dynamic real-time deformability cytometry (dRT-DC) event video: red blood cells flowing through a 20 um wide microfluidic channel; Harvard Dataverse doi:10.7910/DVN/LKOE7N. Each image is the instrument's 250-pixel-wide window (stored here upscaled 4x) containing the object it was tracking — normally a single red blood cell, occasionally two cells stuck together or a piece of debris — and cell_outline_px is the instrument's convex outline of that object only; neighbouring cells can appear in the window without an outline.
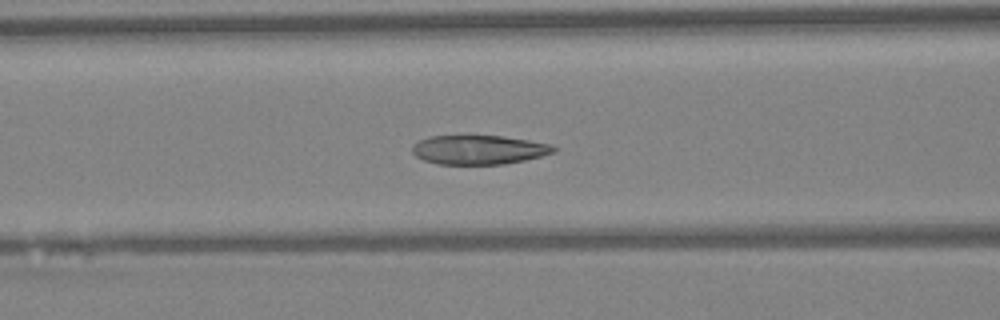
{"species": "Egyptian fruit bat (a non-hibernating species)", "species_latin": "Rousettus aegyptiacus", "temperature_condition": "warm", "stored_images_in_passage": 48, "camera_frame_rate_fps": 3000, "um_per_image_px": 0.085, "animal": {"sex": "female"}, "frame": {"image": 1, "passage_image": 19, "time_ms": 6.0, "image_size_px": [1000, 320], "cell_outline_px": [[556, 152], [524, 160], [504, 164], [436, 164], [424, 160], [416, 156], [412, 152], [412, 144], [428, 136], [500, 136], [528, 140], [552, 144], [556, 148]], "centroid_in_image_um": [40.68, 12.73], "position_along_channel_um": 125.9, "area_um2": 23.99}}
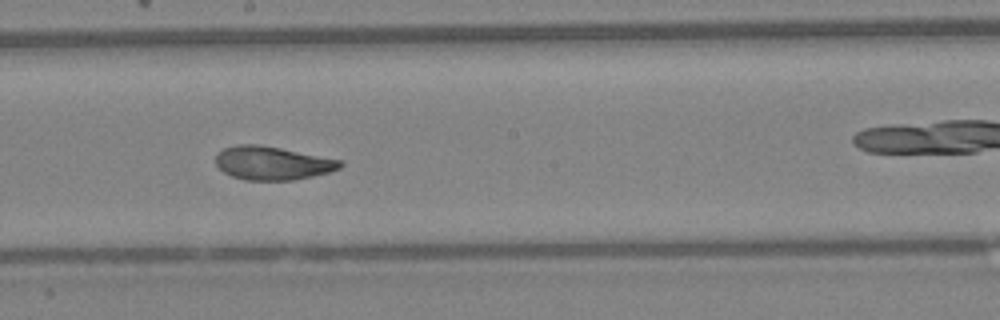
{"frame": {"image": 2, "passage_image": 26, "time_ms": 8.333, "image_size_px": [1000, 320], "cell_outline_px": [[344, 164], [340, 168], [328, 172], [312, 176], [292, 180], [244, 180], [232, 176], [224, 172], [216, 164], [216, 152], [224, 148], [240, 144], [260, 144], [344, 160]], "centroid_in_image_um": [23.16, 13.85], "position_along_channel_um": 225.0, "area_um2": 24.39}}
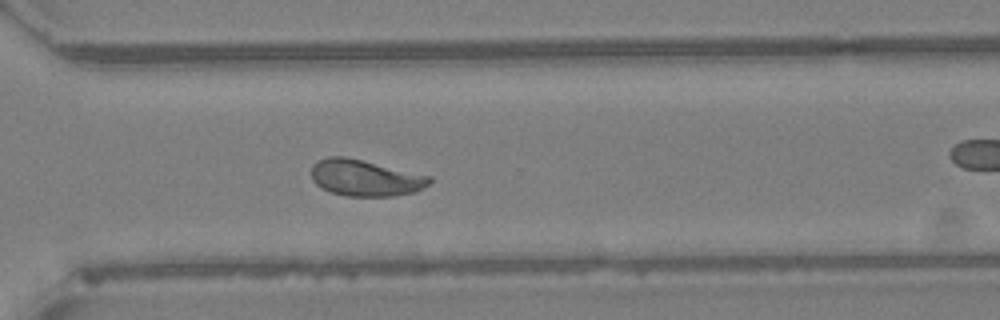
{"frame": {"image": 3, "passage_image": 34, "time_ms": 11.0, "image_size_px": [1000, 320], "cell_outline_px": [[432, 180], [428, 184], [416, 192], [396, 196], [344, 196], [332, 192], [316, 184], [312, 180], [312, 164], [328, 156], [344, 156], [432, 176]], "centroid_in_image_um": [31.06, 15.12], "position_along_channel_um": 339.5, "area_um2": 24.97}, "authors_computed_cell_mechanics": {"area_um2": 25.0274, "velocity_mm_per_s": 4.284, "shape_relaxation_time_tau1_ms": 4.6359, "shape_relaxation_time_tau2_ms": 1.1284, "deformation_change_tau1": 0.1466, "deformation_change_tau2": 0.0565}}